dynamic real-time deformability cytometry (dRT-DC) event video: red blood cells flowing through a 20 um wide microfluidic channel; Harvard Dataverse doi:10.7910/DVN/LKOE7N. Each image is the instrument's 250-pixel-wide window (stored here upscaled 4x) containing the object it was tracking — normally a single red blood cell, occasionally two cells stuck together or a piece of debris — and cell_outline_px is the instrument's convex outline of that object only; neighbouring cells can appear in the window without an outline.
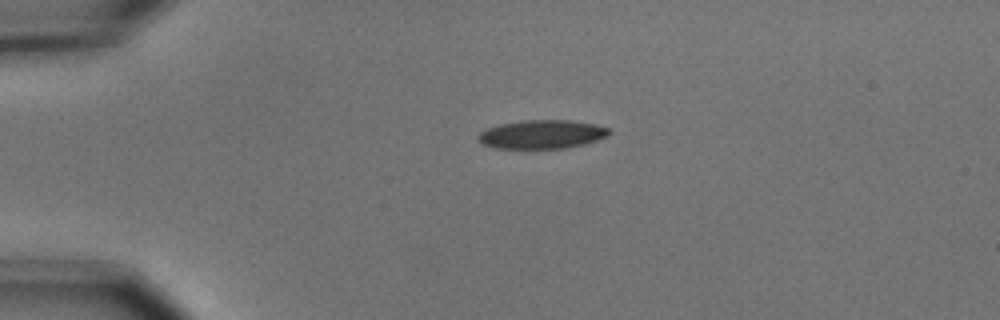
{"species": "common noctule bat (a hibernating species)", "species_latin": "Nyctalus noctula", "temperature_condition": "cold", "stored_images_in_passage": 2, "camera_frame_rate_fps": 3000, "um_per_image_px": 0.085, "animal": {"sex": "male", "body_mass_g": 15.6}, "frame": {"image": 1, "passage_image": 1, "time_ms": 0.0, "image_size_px": [1000, 320], "cell_outline_px": [[612, 132], [608, 136], [584, 144], [564, 148], [492, 148], [484, 144], [476, 136], [480, 132], [488, 128], [500, 124], [524, 120], [568, 120], [596, 124], [608, 128]], "centroid_in_image_um": [46.08, 11.41], "position_along_channel_um": 38.9, "area_um2": 21.79}}